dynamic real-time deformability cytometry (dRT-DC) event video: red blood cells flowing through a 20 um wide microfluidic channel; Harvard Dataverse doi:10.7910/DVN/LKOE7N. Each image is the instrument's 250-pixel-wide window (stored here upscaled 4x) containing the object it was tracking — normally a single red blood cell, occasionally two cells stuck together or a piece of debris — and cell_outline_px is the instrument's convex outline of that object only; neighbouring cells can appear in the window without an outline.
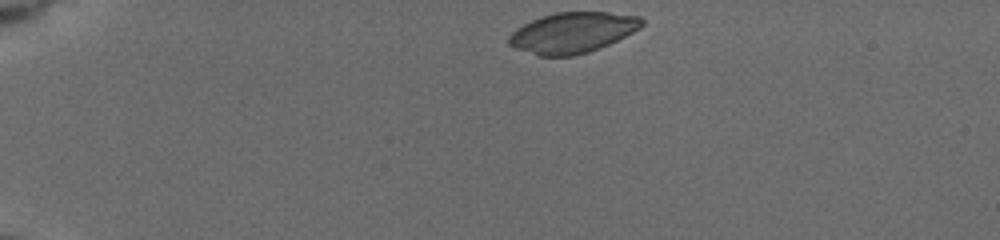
{"species": "common noctule bat (a hibernating species)", "species_latin": "Nyctalus noctula", "temperature_condition": "cold", "stored_images_in_passage": 40, "camera_frame_rate_fps": 3000, "um_per_image_px": 0.085, "animal": {"sex": "female", "body_mass_g": 19.5, "forearm_length_mm": 54.1}, "frame": {"image": 1, "passage_image": 1, "time_ms": 0.0, "image_size_px": [1000, 240], "cell_outline_px": [[644, 24], [640, 28], [608, 44], [588, 52], [572, 56], [540, 56], [516, 48], [508, 44], [508, 36], [516, 28], [540, 16], [556, 12], [608, 12], [640, 16], [644, 20]], "centroid_in_image_um": [48.66, 2.76], "position_along_channel_um": 36.3, "area_um2": 31.33}}
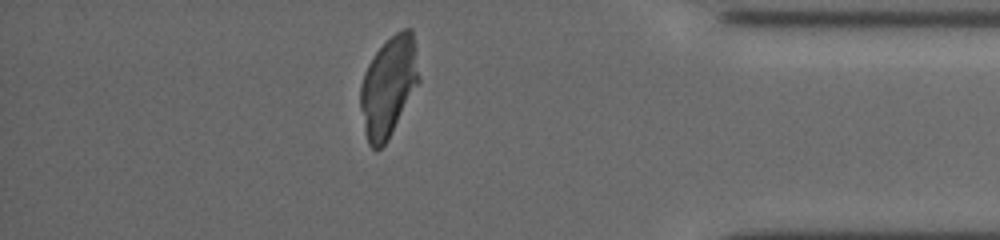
{"frame": {"image": 2, "passage_image": 34, "time_ms": 12.333, "image_size_px": [1000, 240], "cell_outline_px": [[420, 80], [388, 140], [380, 148], [372, 148], [368, 144], [364, 132], [360, 108], [360, 84], [364, 72], [368, 64], [376, 52], [396, 32], [404, 28], [412, 28], [416, 48]], "centroid_in_image_um": [33.02, 7.35], "position_along_channel_um": 402.2, "area_um2": 34.04}}